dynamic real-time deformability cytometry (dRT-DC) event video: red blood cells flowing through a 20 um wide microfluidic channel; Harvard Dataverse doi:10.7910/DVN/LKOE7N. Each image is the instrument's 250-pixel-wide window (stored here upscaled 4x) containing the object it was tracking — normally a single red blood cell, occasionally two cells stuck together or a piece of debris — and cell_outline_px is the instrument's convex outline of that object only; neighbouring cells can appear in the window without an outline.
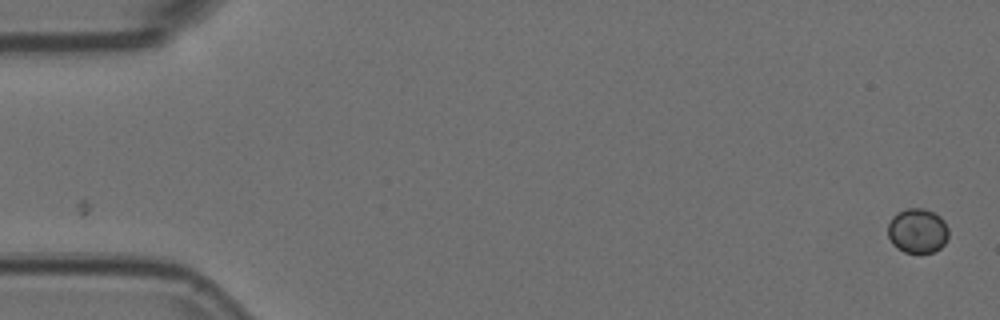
{"species": "Egyptian fruit bat (a non-hibernating species)", "species_latin": "Rousettus aegyptiacus", "temperature_condition": "room temperature", "stored_images_in_passage": 54, "camera_frame_rate_fps": 3000, "um_per_image_px": 0.085, "animal": {"sex": "female"}, "frame": {"image": 1, "passage_image": 1, "time_ms": 0.0, "image_size_px": [1000, 320], "cell_outline_px": [[948, 236], [944, 244], [940, 248], [932, 252], [920, 256], [904, 252], [896, 248], [892, 244], [888, 236], [888, 224], [892, 216], [896, 212], [908, 208], [924, 208], [940, 216], [944, 220], [948, 228]], "centroid_in_image_um": [77.98, 19.65], "position_along_channel_um": 7.0, "area_um2": 16.3}}
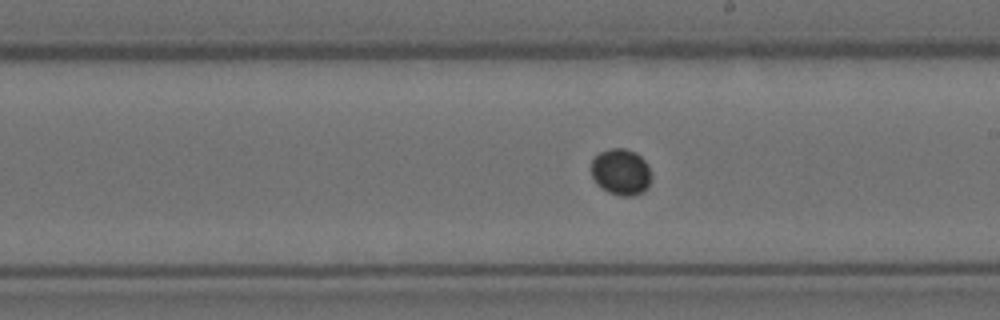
{"frame": {"image": 2, "passage_image": 31, "time_ms": 10.0, "image_size_px": [1000, 320], "cell_outline_px": [[652, 176], [648, 188], [644, 192], [632, 196], [620, 196], [608, 192], [600, 188], [596, 184], [592, 176], [592, 160], [600, 152], [612, 148], [624, 148], [636, 152], [648, 164]], "centroid_in_image_um": [52.8, 14.63], "position_along_channel_um": 236.2, "area_um2": 16.47}}
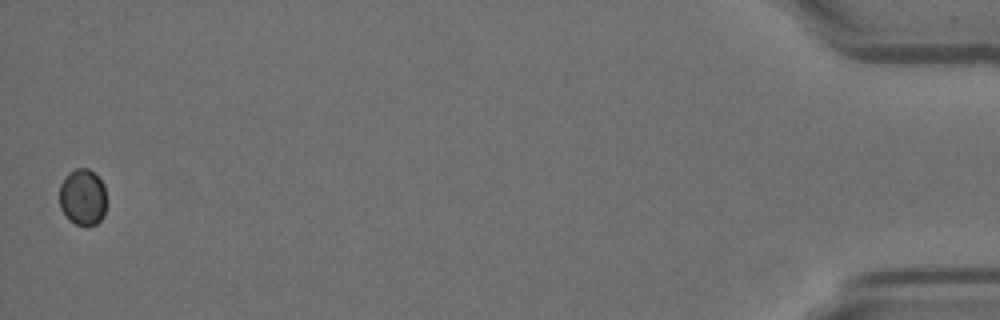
{"frame": {"image": 3, "passage_image": 54, "time_ms": 17.667, "image_size_px": [1000, 320], "cell_outline_px": [[104, 216], [96, 224], [76, 224], [68, 220], [60, 208], [60, 184], [68, 172], [76, 168], [88, 168], [104, 184]], "centroid_in_image_um": [6.99, 16.74], "position_along_channel_um": 428.2, "area_um2": 15.26}}